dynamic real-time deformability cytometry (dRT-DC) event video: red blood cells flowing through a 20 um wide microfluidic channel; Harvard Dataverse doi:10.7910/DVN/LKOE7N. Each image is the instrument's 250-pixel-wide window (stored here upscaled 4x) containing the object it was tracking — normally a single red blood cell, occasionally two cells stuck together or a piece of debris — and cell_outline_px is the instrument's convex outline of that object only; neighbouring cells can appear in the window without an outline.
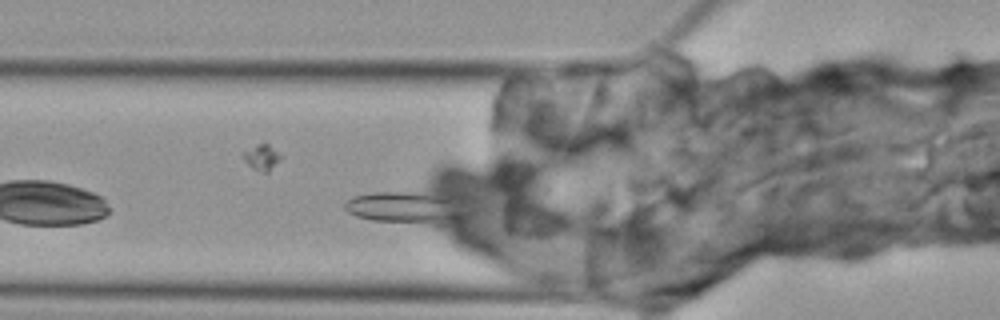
{"species": "Egyptian fruit bat (a non-hibernating species)", "species_latin": "Rousettus aegyptiacus", "temperature_condition": "cold", "stored_images_in_passage": 2, "camera_frame_rate_fps": 3000, "um_per_image_px": 0.085, "animal": {"sex": "female"}, "frame": {"image": 1, "passage_image": 2, "time_ms": 1.333, "image_size_px": [1000, 320], "cell_outline_px": [[468, 212], [460, 220], [440, 228], [432, 228], [372, 220], [356, 216], [348, 212], [344, 208], [344, 204], [352, 196], [376, 192], [456, 192], [464, 196]], "centroid_in_image_um": [34.83, 17.67], "position_along_channel_um": 91.0, "area_um2": 25.49}}